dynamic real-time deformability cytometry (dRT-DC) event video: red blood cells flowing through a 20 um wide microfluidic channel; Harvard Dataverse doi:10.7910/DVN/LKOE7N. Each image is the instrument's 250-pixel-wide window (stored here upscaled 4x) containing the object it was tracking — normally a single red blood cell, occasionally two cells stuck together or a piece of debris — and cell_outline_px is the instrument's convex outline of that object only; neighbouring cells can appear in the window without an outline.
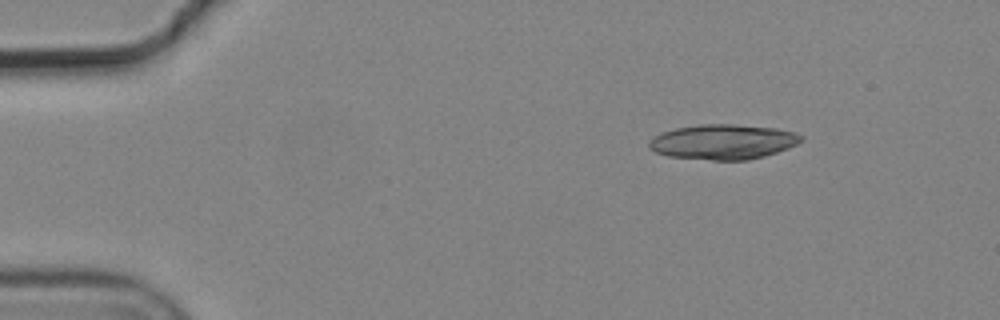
{"species": "common noctule bat (a hibernating species)", "species_latin": "Nyctalus noctula", "temperature_condition": "cold", "stored_images_in_passage": 3, "camera_frame_rate_fps": 3000, "um_per_image_px": 0.085, "animal": {"sex": "male", "body_mass_g": 19.2, "forearm_length_mm": 51.8}, "frame": {"image": 1, "passage_image": 3, "time_ms": 0.667, "image_size_px": [1000, 320], "cell_outline_px": [[804, 140], [788, 148], [764, 156], [748, 160], [712, 160], [668, 156], [656, 152], [648, 148], [648, 144], [656, 136], [664, 132], [676, 128], [700, 124], [736, 124], [776, 128], [796, 132], [804, 136]], "centroid_in_image_um": [61.51, 12.05], "position_along_channel_um": 23.5, "area_um2": 30.98}}